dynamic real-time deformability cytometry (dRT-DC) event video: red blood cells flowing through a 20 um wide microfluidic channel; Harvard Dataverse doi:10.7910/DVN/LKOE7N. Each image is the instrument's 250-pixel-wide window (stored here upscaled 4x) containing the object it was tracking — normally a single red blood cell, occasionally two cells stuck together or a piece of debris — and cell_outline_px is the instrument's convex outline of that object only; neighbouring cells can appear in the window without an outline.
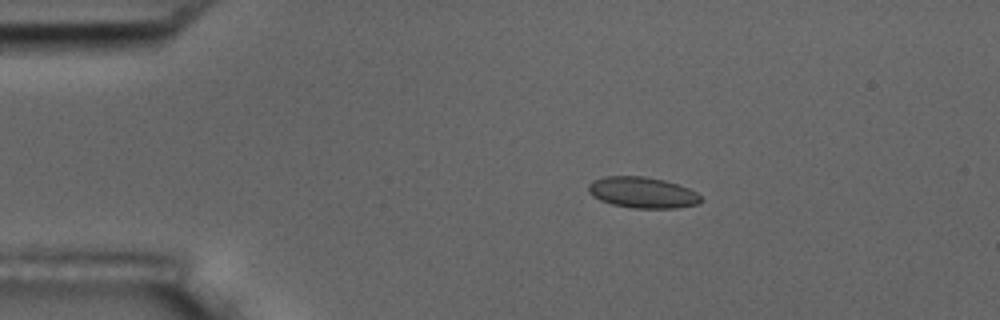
{"species": "common noctule bat (a hibernating species)", "species_latin": "Nyctalus noctula", "temperature_condition": "room temperature", "stored_images_in_passage": 6, "camera_frame_rate_fps": 3000, "um_per_image_px": 0.085, "animal": {"sex": "male", "body_mass_g": 17.5, "forearm_length_mm": 52.3}, "frame": {"image": 1, "passage_image": 3, "time_ms": 0.667, "image_size_px": [1000, 320], "cell_outline_px": [[704, 200], [696, 204], [676, 208], [632, 208], [612, 204], [600, 200], [592, 196], [588, 192], [588, 184], [592, 180], [604, 176], [644, 176], [664, 180], [688, 188], [696, 192]], "centroid_in_image_um": [54.58, 16.36], "position_along_channel_um": 30.4, "area_um2": 20.4}}
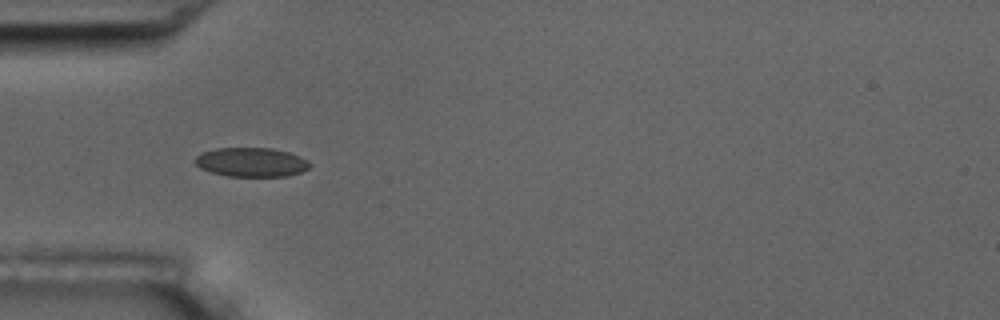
{"frame": {"image": 2, "passage_image": 5, "time_ms": 1.333, "image_size_px": [1000, 320], "cell_outline_px": [[312, 164], [308, 168], [300, 172], [288, 176], [228, 176], [212, 172], [200, 168], [196, 164], [196, 156], [200, 152], [216, 148], [272, 148], [288, 152], [300, 156], [308, 160]], "centroid_in_image_um": [21.37, 13.78], "position_along_channel_um": 63.6, "area_um2": 19.48}}